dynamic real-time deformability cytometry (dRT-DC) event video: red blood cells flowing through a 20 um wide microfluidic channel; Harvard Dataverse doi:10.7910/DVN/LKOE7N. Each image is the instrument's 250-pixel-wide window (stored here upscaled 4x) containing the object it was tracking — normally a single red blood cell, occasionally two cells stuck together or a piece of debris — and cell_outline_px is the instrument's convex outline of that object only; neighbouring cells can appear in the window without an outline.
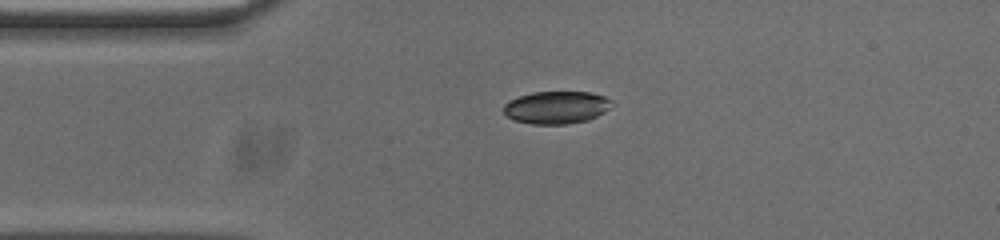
{"species": "common noctule bat (a hibernating species)", "species_latin": "Nyctalus noctula", "temperature_condition": "cold", "stored_images_in_passage": 38, "camera_frame_rate_fps": 3000, "um_per_image_px": 0.085, "animal": {"sex": "male", "body_mass_g": 20.0, "forearm_length_mm": 53.3}, "frame": {"image": 1, "passage_image": 1, "time_ms": 0.0, "image_size_px": [1000, 240], "cell_outline_px": [[616, 104], [604, 112], [588, 120], [564, 124], [532, 124], [516, 120], [508, 116], [504, 112], [504, 104], [508, 100], [532, 92], [592, 92], [604, 96], [612, 100]], "centroid_in_image_um": [47.34, 9.12], "position_along_channel_um": 37.7, "area_um2": 20.58}}
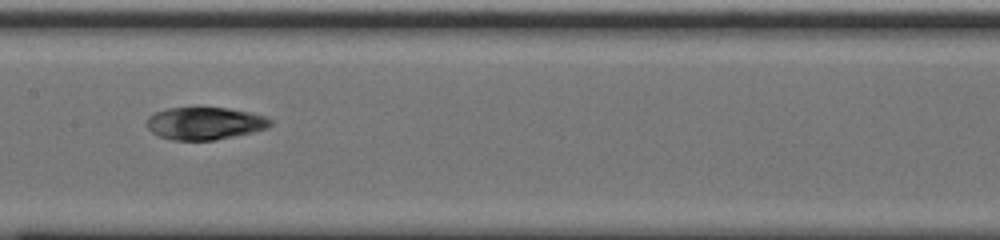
{"frame": {"image": 2, "passage_image": 15, "time_ms": 4.667, "image_size_px": [1000, 240], "cell_outline_px": [[272, 124], [268, 128], [252, 132], [216, 140], [172, 140], [160, 136], [152, 132], [148, 128], [148, 116], [156, 112], [168, 108], [228, 108], [248, 112], [264, 116], [272, 120]], "centroid_in_image_um": [17.42, 10.49], "position_along_channel_um": 190.0, "area_um2": 23.18}}
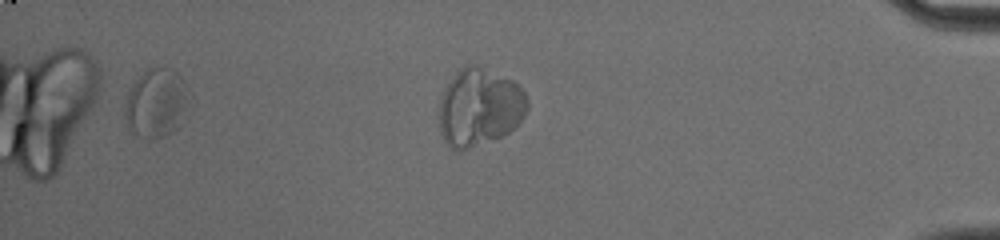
{"frame": {"image": 3, "passage_image": 35, "time_ms": 11.333, "image_size_px": [1000, 240], "cell_outline_px": [[192, 96], [176, 128], [172, 132], [164, 136], [152, 140], [148, 140], [132, 132], [128, 124], [124, 108], [128, 92], [132, 84], [148, 68], [172, 68], [184, 80]], "centroid_in_image_um": [13.31, 8.75], "position_along_channel_um": 421.9, "area_um2": 25.72}, "authors_computed_cell_mechanics": {"area_um2": 25.9522, "velocity_mm_per_s": 3.6964, "shape_relaxation_time_tau1_ms": 0.4347, "shape_relaxation_time_tau2_ms": null, "deformation_change_tau1": 0.0194, "deformation_change_tau2": null}}